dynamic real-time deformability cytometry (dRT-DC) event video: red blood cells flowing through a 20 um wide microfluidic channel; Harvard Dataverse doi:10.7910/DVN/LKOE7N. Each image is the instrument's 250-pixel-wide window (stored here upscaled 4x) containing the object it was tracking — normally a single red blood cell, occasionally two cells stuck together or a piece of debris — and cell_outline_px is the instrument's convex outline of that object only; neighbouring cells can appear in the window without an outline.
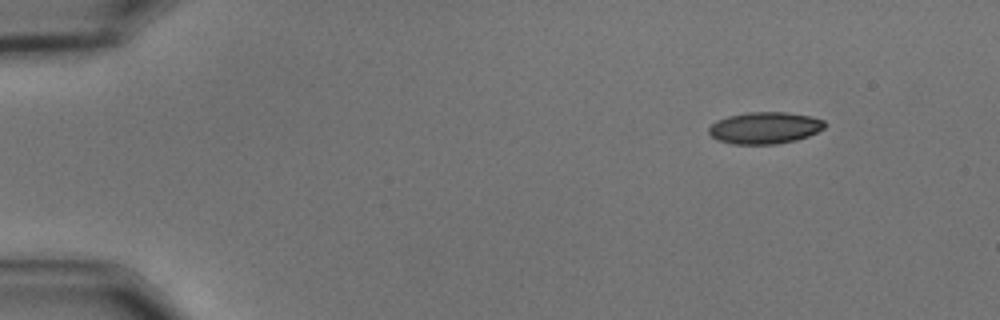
{"species": "common noctule bat (a hibernating species)", "species_latin": "Nyctalus noctula", "temperature_condition": "cold", "stored_images_in_passage": 12, "camera_frame_rate_fps": 3000, "um_per_image_px": 0.085, "animal": {"sex": "male", "body_mass_g": 15.6}, "frame": {"image": 1, "passage_image": 1, "time_ms": 0.0, "image_size_px": [1000, 320], "cell_outline_px": [[824, 128], [808, 136], [796, 140], [776, 144], [732, 144], [716, 140], [708, 132], [708, 128], [716, 120], [728, 116], [748, 112], [788, 112], [812, 116], [824, 120]], "centroid_in_image_um": [64.99, 10.87], "position_along_channel_um": 20.0, "area_um2": 21.56}}